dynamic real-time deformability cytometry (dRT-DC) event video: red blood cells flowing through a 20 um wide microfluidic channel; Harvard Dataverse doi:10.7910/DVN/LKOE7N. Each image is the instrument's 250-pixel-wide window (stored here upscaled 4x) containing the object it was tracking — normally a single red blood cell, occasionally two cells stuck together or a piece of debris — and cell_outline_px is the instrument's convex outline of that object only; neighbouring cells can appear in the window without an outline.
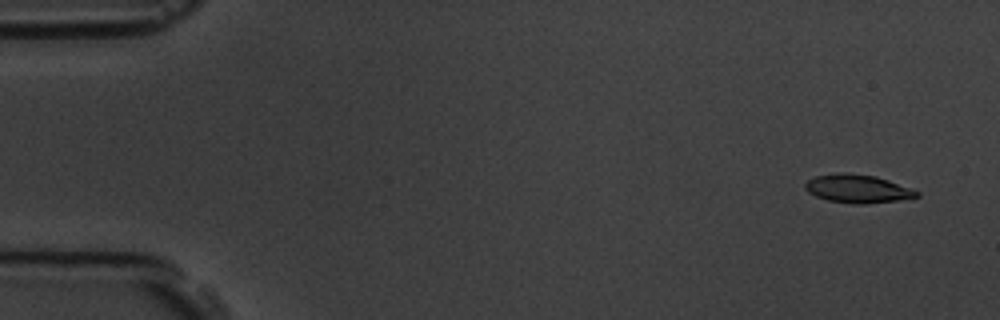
{"species": "common noctule bat (a hibernating species)", "species_latin": "Nyctalus noctula", "temperature_condition": "room temperature", "stored_images_in_passage": 4, "camera_frame_rate_fps": 3000, "um_per_image_px": 0.085, "animal": {"sex": "male", "body_mass_g": 19.5, "forearm_length_mm": 54.6}, "frame": {"image": 1, "passage_image": 1, "time_ms": 0.0, "image_size_px": [1000, 320], "cell_outline_px": [[920, 196], [896, 200], [864, 204], [852, 204], [828, 200], [816, 196], [808, 192], [804, 188], [804, 184], [808, 180], [816, 176], [840, 172], [844, 172], [876, 176], [912, 188], [920, 192]], "centroid_in_image_um": [72.89, 16.03], "position_along_channel_um": 12.1, "area_um2": 18.38}}
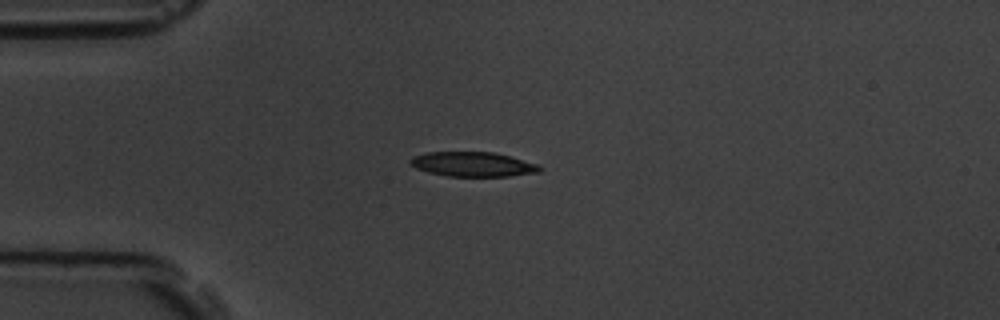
{"frame": {"image": 2, "passage_image": 4, "time_ms": 3.667, "image_size_px": [1000, 320], "cell_outline_px": [[540, 172], [508, 176], [448, 176], [428, 172], [416, 168], [408, 160], [412, 156], [428, 152], [492, 152], [508, 156], [536, 164], [540, 168]], "centroid_in_image_um": [40.14, 13.96], "position_along_channel_um": 44.9, "area_um2": 18.26}}